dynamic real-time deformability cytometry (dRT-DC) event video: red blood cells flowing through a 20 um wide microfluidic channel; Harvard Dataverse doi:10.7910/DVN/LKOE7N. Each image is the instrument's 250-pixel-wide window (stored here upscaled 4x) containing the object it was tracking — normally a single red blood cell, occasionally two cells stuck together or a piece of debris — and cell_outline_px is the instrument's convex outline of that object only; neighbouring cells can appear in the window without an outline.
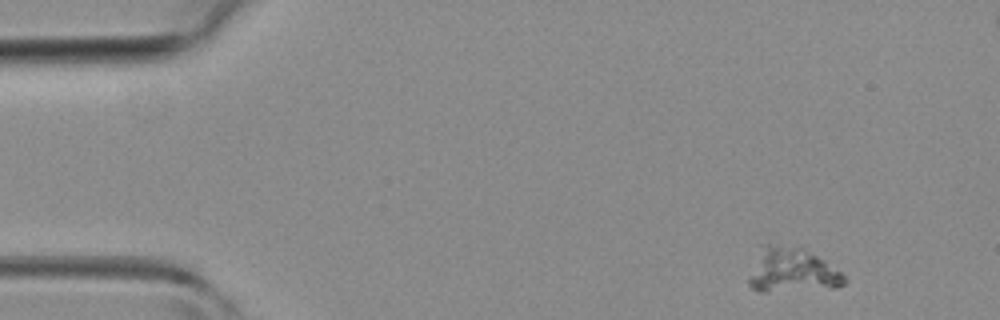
{"species": "common noctule bat (a hibernating species)", "species_latin": "Nyctalus noctula", "temperature_condition": "room temperature", "stored_images_in_passage": 44, "camera_frame_rate_fps": 3000, "um_per_image_px": 0.085, "animal": {"sex": "female", "body_mass_g": 19.3, "forearm_length_mm": 54.1}, "frame": {"image": 1, "passage_image": 3, "time_ms": 0.667, "image_size_px": [1000, 320], "cell_outline_px": [[848, 280], [844, 284], [836, 288], [768, 292], [760, 292], [752, 288], [748, 284], [748, 276], [760, 244], [780, 244], [804, 248], [824, 260], [840, 272]], "centroid_in_image_um": [67.27, 22.98], "position_along_channel_um": 17.7, "area_um2": 25.2}}
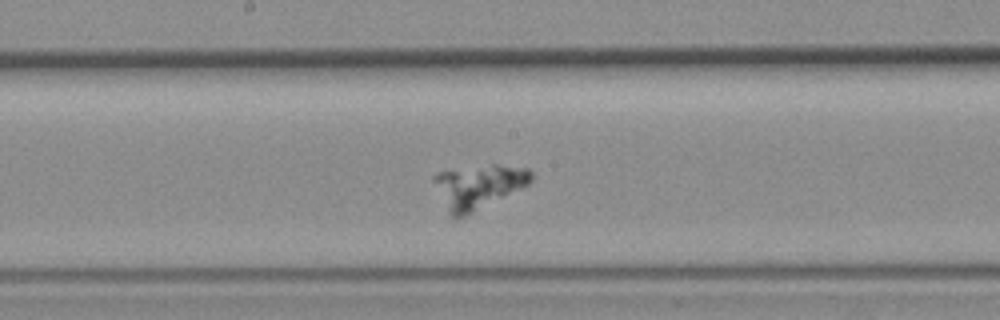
{"frame": {"image": 2, "passage_image": 22, "time_ms": 7.0, "image_size_px": [1000, 320], "cell_outline_px": [[532, 180], [524, 188], [464, 216], [452, 220], [432, 180], [432, 176], [436, 172], [492, 164], [496, 164], [528, 168], [532, 172]], "centroid_in_image_um": [40.67, 15.85], "position_along_channel_um": 207.5, "area_um2": 24.97}}
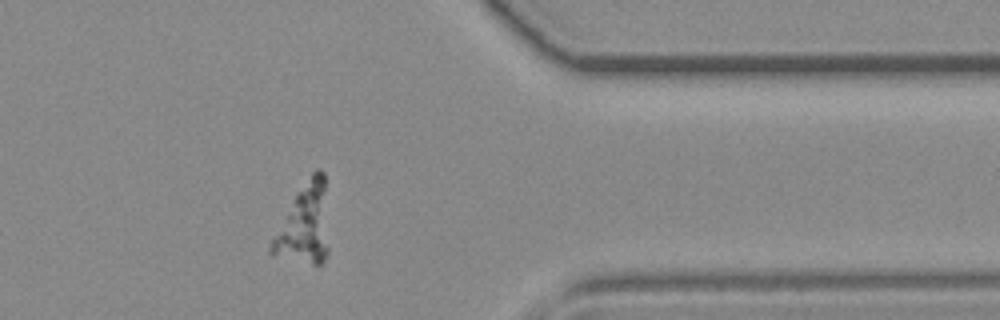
{"frame": {"image": 3, "passage_image": 35, "time_ms": 11.333, "image_size_px": [1000, 320], "cell_outline_px": [[328, 252], [324, 260], [320, 264], [312, 264], [272, 256], [268, 252], [268, 244], [296, 196], [312, 172], [316, 168], [320, 168], [324, 172], [328, 248]], "centroid_in_image_um": [25.85, 19.13], "position_along_channel_um": 385.5, "area_um2": 26.18}}